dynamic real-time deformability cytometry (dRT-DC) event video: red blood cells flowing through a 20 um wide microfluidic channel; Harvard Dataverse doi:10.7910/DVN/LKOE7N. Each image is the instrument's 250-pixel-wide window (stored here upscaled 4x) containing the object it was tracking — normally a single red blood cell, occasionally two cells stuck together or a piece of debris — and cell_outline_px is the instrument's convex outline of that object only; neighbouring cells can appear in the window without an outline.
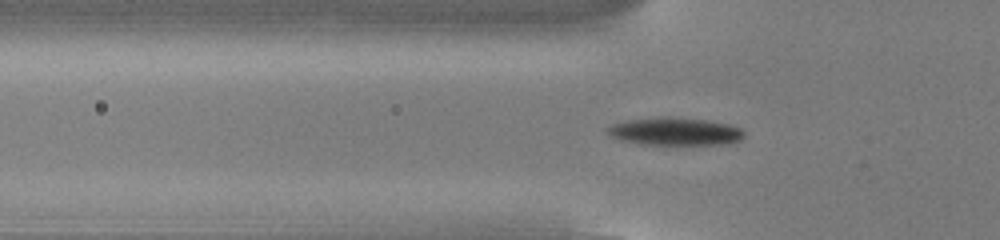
{"species": "common noctule bat (a hibernating species)", "species_latin": "Nyctalus noctula", "temperature_condition": "cold", "stored_images_in_passage": 46, "camera_frame_rate_fps": 3000, "um_per_image_px": 0.085, "animal": {"sex": "male", "body_mass_g": 13.0, "forearm_length_mm": 53.1}, "frame": {"image": 1, "passage_image": 10, "time_ms": 3.0, "image_size_px": [1000, 240], "cell_outline_px": [[744, 136], [740, 140], [720, 144], [636, 144], [620, 140], [612, 136], [604, 128], [612, 124], [628, 120], [668, 116], [708, 120], [728, 124], [740, 128], [744, 132]], "centroid_in_image_um": [57.34, 11.16], "position_along_channel_um": 68.5, "area_um2": 22.02}}
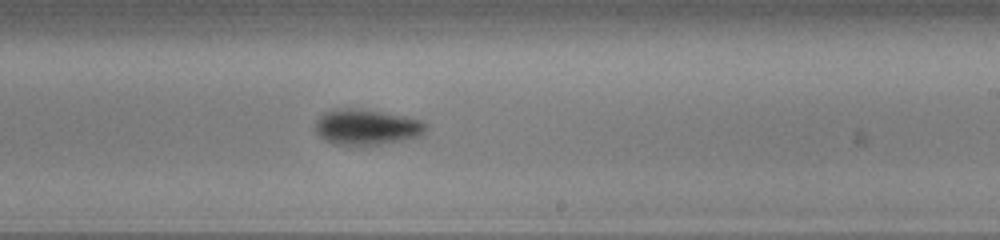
{"frame": {"image": 2, "passage_image": 25, "time_ms": 8.0, "image_size_px": [1000, 240], "cell_outline_px": [[428, 128], [424, 136], [380, 144], [332, 144], [320, 136], [316, 132], [316, 120], [324, 112], [340, 108], [352, 108], [380, 112], [404, 116], [424, 120], [428, 124]], "centroid_in_image_um": [31.23, 10.8], "position_along_channel_um": 257.8, "area_um2": 22.89}}
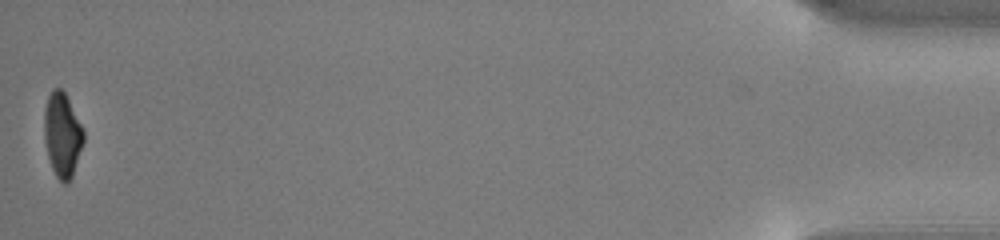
{"frame": {"image": 3, "passage_image": 46, "time_ms": 15.0, "image_size_px": [1000, 240], "cell_outline_px": [[84, 140], [72, 176], [68, 184], [64, 184], [56, 176], [52, 168], [48, 156], [44, 140], [44, 112], [48, 96], [52, 88], [60, 88], [64, 92], [84, 132]], "centroid_in_image_um": [5.28, 11.48], "position_along_channel_um": 429.9, "area_um2": 19.02}, "authors_computed_cell_mechanics": {"area_um2": 21.4727, "velocity_mm_per_s": 3.8069, "shape_relaxation_time_tau1_ms": 1.7992, "shape_relaxation_time_tau2_ms": 7.3661, "deformation_change_tau1": 0.1257, "deformation_change_tau2": 0.1285}}